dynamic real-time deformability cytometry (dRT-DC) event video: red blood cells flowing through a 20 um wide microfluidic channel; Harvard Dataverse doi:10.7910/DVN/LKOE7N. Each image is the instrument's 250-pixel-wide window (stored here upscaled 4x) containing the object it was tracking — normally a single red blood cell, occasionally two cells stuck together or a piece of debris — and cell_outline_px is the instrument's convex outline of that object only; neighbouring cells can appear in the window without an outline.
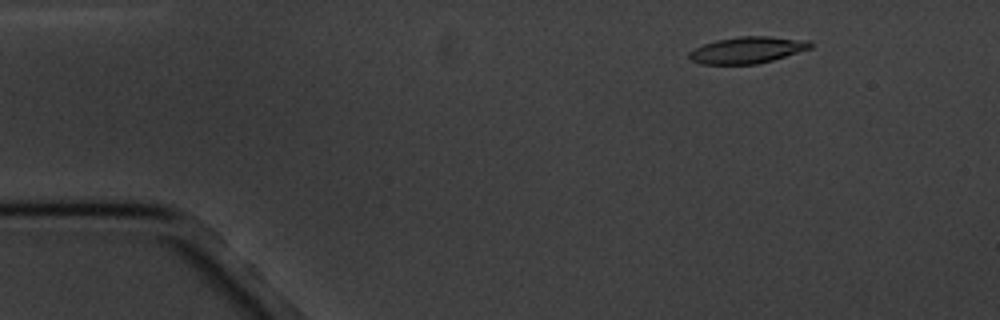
{"species": "common noctule bat (a hibernating species)", "species_latin": "Nyctalus noctula", "temperature_condition": "cold", "stored_images_in_passage": 4, "camera_frame_rate_fps": 3000, "um_per_image_px": 0.085, "animal": {"sex": "male", "body_mass_g": 20.1, "forearm_length_mm": 53.5}, "frame": {"image": 1, "passage_image": 2, "time_ms": 1.333, "image_size_px": [1000, 320], "cell_outline_px": [[816, 44], [812, 48], [772, 60], [756, 64], [704, 64], [692, 60], [688, 56], [688, 52], [704, 44], [716, 40], [740, 36], [768, 36], [812, 40]], "centroid_in_image_um": [63.6, 4.24], "position_along_channel_um": 21.4, "area_um2": 18.84}}